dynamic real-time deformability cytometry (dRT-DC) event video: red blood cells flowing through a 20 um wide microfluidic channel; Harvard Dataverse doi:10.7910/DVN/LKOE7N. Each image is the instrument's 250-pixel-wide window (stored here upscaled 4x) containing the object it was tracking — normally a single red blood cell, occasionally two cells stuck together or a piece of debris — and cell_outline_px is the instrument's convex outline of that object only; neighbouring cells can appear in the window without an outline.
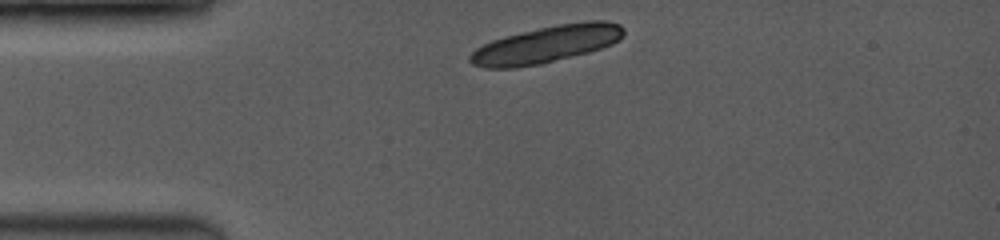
{"species": "common noctule bat (a hibernating species)", "species_latin": "Nyctalus noctula", "temperature_condition": "room temperature", "stored_images_in_passage": 1, "camera_frame_rate_fps": 3500, "um_per_image_px": 0.085, "animal": {"sex": "female", "body_mass_g": 19.0, "forearm_length_mm": 53.3}, "frame": {"image": 1, "passage_image": 1, "time_ms": 0.0, "image_size_px": [1000, 240], "cell_outline_px": [[624, 32], [612, 44], [588, 52], [540, 64], [516, 68], [484, 68], [472, 64], [468, 60], [468, 56], [476, 48], [492, 40], [504, 36], [540, 28], [560, 24], [584, 20], [604, 20], [620, 24], [624, 28]], "centroid_in_image_um": [46.41, 3.77], "position_along_channel_um": 38.6, "area_um2": 32.95}}